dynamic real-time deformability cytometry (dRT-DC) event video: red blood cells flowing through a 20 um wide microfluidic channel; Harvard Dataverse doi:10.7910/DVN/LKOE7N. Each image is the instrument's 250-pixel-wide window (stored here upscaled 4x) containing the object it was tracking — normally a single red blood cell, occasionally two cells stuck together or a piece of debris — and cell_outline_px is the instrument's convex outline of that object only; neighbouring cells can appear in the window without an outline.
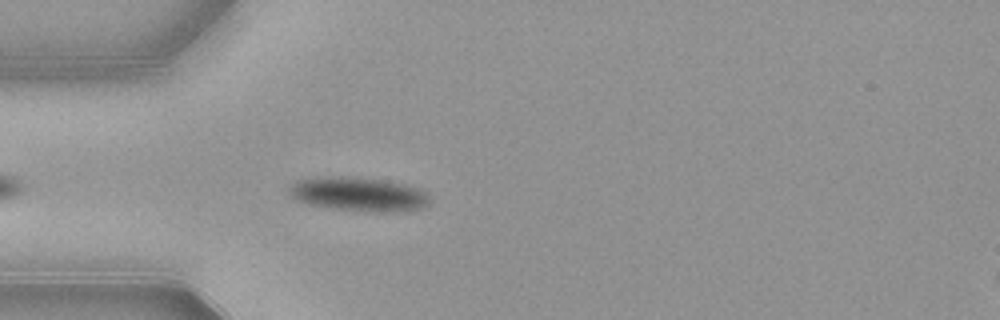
{"species": "common noctule bat (a hibernating species)", "species_latin": "Nyctalus noctula", "temperature_condition": "warm", "stored_images_in_passage": 21, "camera_frame_rate_fps": 3000, "um_per_image_px": 0.085, "animal": {"sex": "female", "body_mass_g": 21.9}, "frame": {"image": 1, "passage_image": 5, "time_ms": 1.333, "image_size_px": [1000, 320], "cell_outline_px": [[428, 204], [420, 208], [332, 208], [308, 204], [296, 200], [288, 192], [288, 188], [296, 180], [320, 176], [340, 176], [380, 180], [408, 184], [420, 188], [428, 196]], "centroid_in_image_um": [30.34, 16.42], "position_along_channel_um": 54.7, "area_um2": 26.3}}
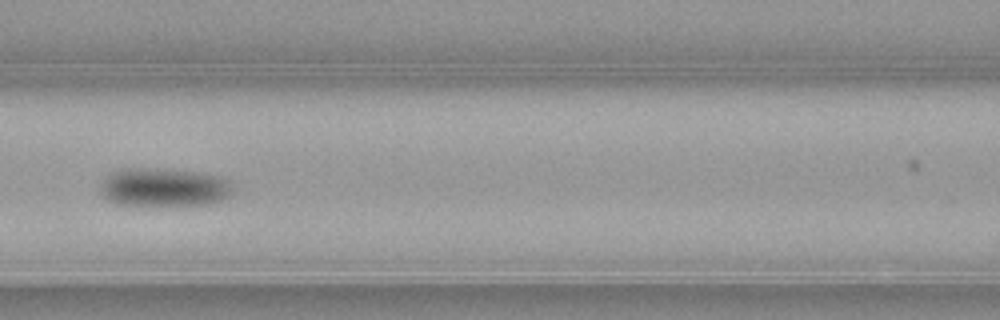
{"frame": {"image": 2, "passage_image": 13, "time_ms": 4.0, "image_size_px": [1000, 320], "cell_outline_px": [[232, 192], [228, 196], [212, 204], [116, 204], [108, 200], [100, 192], [100, 184], [112, 172], [128, 168], [140, 168], [192, 172], [224, 176], [232, 180]], "centroid_in_image_um": [13.97, 15.92], "position_along_channel_um": 152.6, "area_um2": 29.19}}
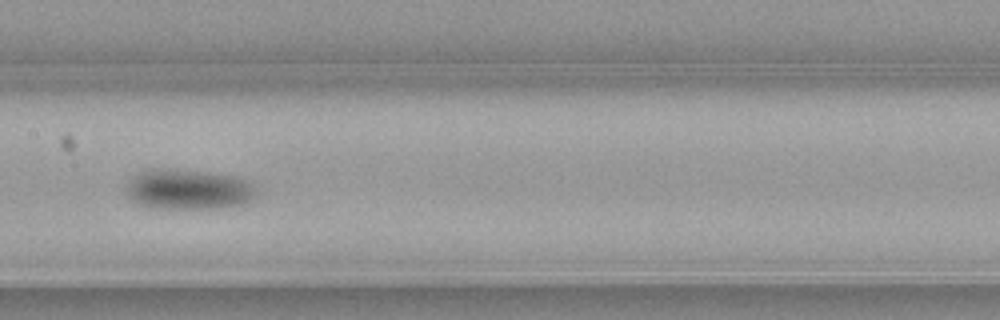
{"frame": {"image": 3, "passage_image": 16, "time_ms": 5.0, "image_size_px": [1000, 320], "cell_outline_px": [[256, 192], [244, 204], [224, 208], [156, 208], [140, 204], [132, 200], [128, 196], [128, 180], [132, 176], [148, 168], [156, 168], [208, 172], [236, 176], [252, 180], [256, 188]], "centroid_in_image_um": [16.04, 16.08], "position_along_channel_um": 191.4, "area_um2": 30.63}}